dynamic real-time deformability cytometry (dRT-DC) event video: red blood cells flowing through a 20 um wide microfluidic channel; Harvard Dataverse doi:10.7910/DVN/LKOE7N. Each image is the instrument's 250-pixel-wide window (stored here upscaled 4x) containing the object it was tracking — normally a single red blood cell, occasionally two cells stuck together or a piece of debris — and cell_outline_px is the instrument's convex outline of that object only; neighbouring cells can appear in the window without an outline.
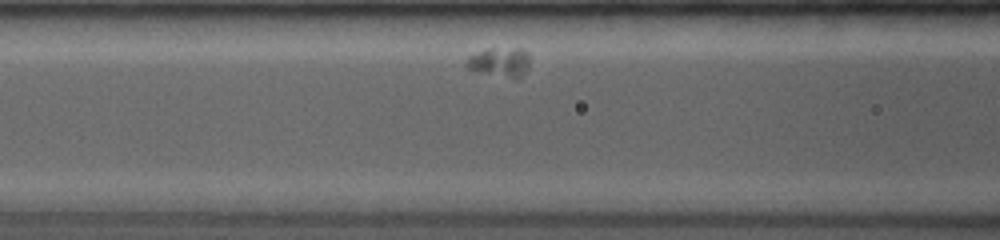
{"species": "common noctule bat (a hibernating species)", "species_latin": "Nyctalus noctula", "temperature_condition": "room temperature", "stored_images_in_passage": 25, "camera_frame_rate_fps": 4000, "um_per_image_px": 0.085, "animal": {"sex": "female", "body_mass_g": 19.0, "forearm_length_mm": 53.3}, "frame": {"image": 1, "passage_image": 5, "time_ms": 1.5, "image_size_px": [1000, 240], "cell_outline_px": [[528, 68], [520, 76], [508, 76], [476, 72], [468, 68], [464, 64], [464, 60], [468, 56], [488, 48], [524, 48], [528, 52]], "centroid_in_image_um": [42.43, 5.23], "position_along_channel_um": 124.2, "area_um2": 10.69}}
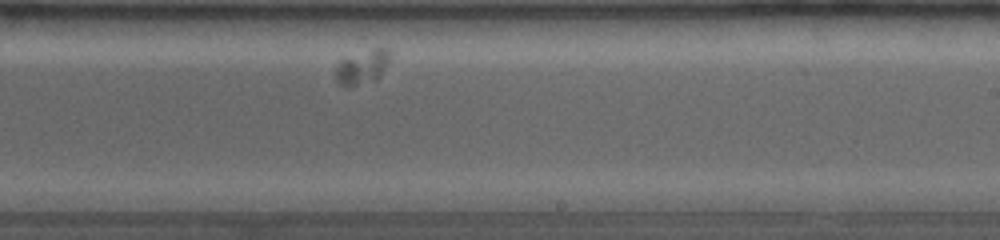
{"frame": {"image": 2, "passage_image": 15, "time_ms": 5.25, "image_size_px": [1000, 240], "cell_outline_px": [[392, 52], [388, 64], [380, 76], [376, 80], [356, 84], [340, 84], [336, 80], [336, 64], [340, 60], [376, 48], [388, 48]], "centroid_in_image_um": [30.85, 5.66], "position_along_channel_um": 258.1, "area_um2": 10.46}}
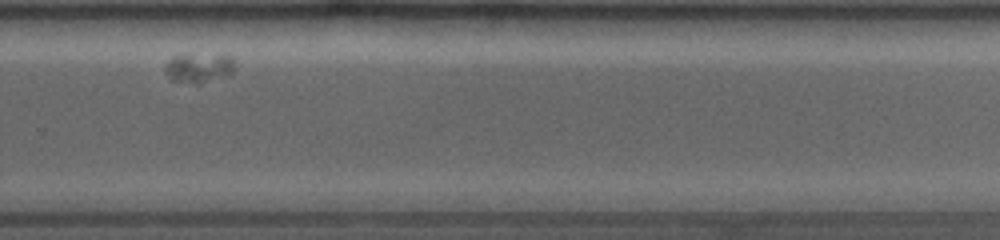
{"frame": {"image": 3, "passage_image": 19, "time_ms": 6.75, "image_size_px": [1000, 240], "cell_outline_px": [[236, 68], [228, 76], [200, 84], [196, 84], [172, 80], [164, 68], [164, 64], [172, 56], [228, 56], [232, 60]], "centroid_in_image_um": [16.9, 5.82], "position_along_channel_um": 312.9, "area_um2": 11.62}}